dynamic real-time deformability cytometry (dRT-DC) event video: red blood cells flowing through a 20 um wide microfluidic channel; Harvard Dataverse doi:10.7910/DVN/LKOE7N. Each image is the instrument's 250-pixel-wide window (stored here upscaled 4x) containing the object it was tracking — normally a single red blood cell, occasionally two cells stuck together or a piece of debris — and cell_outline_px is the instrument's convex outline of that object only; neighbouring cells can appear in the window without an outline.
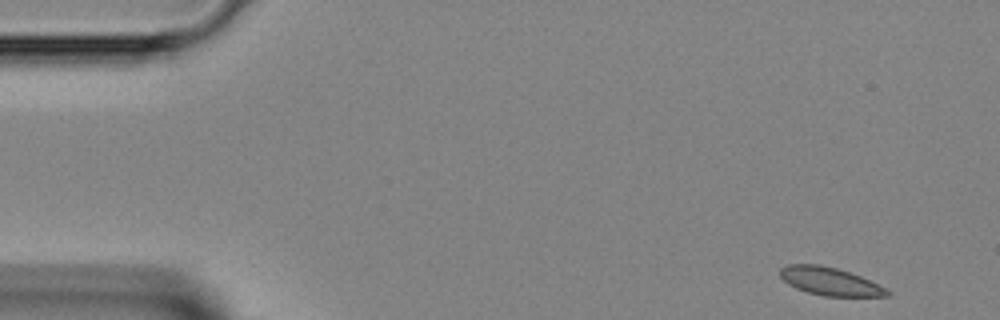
{"species": "Egyptian fruit bat (a non-hibernating species)", "species_latin": "Rousettus aegyptiacus", "temperature_condition": "room temperature", "stored_images_in_passage": 43, "camera_frame_rate_fps": 3000, "um_per_image_px": 0.085, "animal": {"sex": "female"}, "frame": {"image": 1, "passage_image": 1, "time_ms": 0.0, "image_size_px": [1000, 320], "cell_outline_px": [[888, 296], [824, 296], [808, 292], [796, 288], [788, 284], [780, 276], [780, 268], [788, 264], [820, 264], [836, 268], [860, 276], [884, 288], [888, 292]], "centroid_in_image_um": [70.47, 23.9], "position_along_channel_um": 14.5, "area_um2": 17.11}}
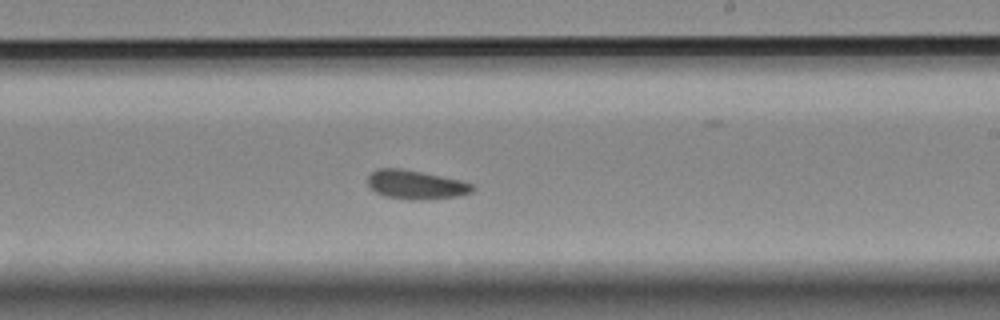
{"frame": {"image": 2, "passage_image": 24, "time_ms": 7.667, "image_size_px": [1000, 320], "cell_outline_px": [[476, 188], [472, 192], [460, 196], [424, 200], [412, 200], [384, 196], [368, 188], [368, 176], [376, 168], [400, 168], [460, 180], [472, 184]], "centroid_in_image_um": [35.33, 15.71], "position_along_channel_um": 253.7, "area_um2": 17.74}}
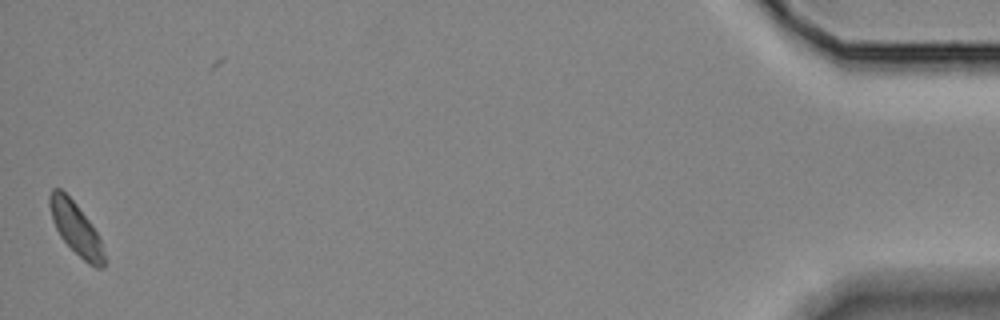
{"frame": {"image": 3, "passage_image": 42, "time_ms": 13.667, "image_size_px": [1000, 320], "cell_outline_px": [[104, 268], [96, 268], [88, 264], [60, 236], [52, 220], [48, 204], [48, 196], [52, 188], [60, 188], [76, 204], [92, 224], [100, 236], [104, 256]], "centroid_in_image_um": [6.44, 19.4], "position_along_channel_um": 428.8, "area_um2": 16.53}}